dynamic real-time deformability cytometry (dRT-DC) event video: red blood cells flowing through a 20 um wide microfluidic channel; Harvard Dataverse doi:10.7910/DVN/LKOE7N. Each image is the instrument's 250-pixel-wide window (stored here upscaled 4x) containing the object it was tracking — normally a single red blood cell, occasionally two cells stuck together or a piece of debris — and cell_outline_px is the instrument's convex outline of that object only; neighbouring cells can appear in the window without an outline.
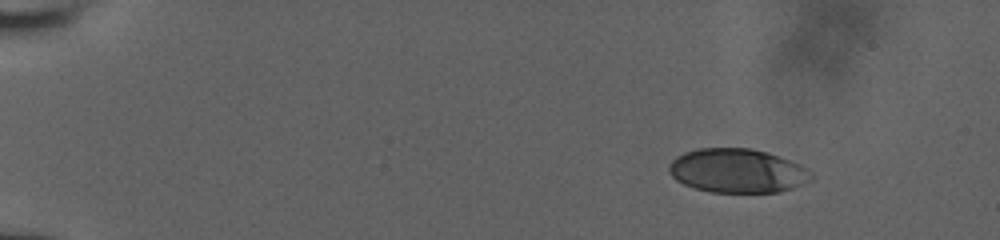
{"species": "human", "species_latin": "Homo sapiens", "temperature_condition": "room temperature", "stored_images_in_passage": 28, "camera_frame_rate_fps": 3000, "um_per_image_px": 0.085, "donor": {"sex": "male"}, "frame": {"image": 1, "passage_image": 1, "time_ms": 0.0, "image_size_px": [1000, 240], "cell_outline_px": [[812, 180], [792, 188], [780, 192], [712, 192], [696, 188], [684, 184], [676, 180], [668, 172], [668, 164], [676, 156], [684, 152], [696, 148], [752, 148], [768, 152], [800, 164], [808, 168], [812, 172]], "centroid_in_image_um": [62.68, 14.5], "position_along_channel_um": 22.3, "area_um2": 36.76}}
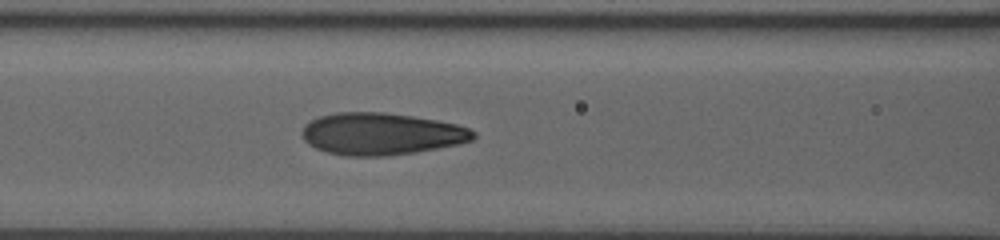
{"frame": {"image": 2, "passage_image": 16, "time_ms": 6.333, "image_size_px": [1000, 240], "cell_outline_px": [[476, 136], [472, 140], [460, 144], [416, 152], [384, 156], [344, 156], [328, 152], [316, 148], [308, 144], [304, 140], [300, 132], [304, 124], [320, 116], [336, 112], [384, 112], [412, 116], [436, 120], [456, 124], [468, 128], [476, 132]], "centroid_in_image_um": [32.39, 11.38], "position_along_channel_um": 134.2, "area_um2": 42.14}}
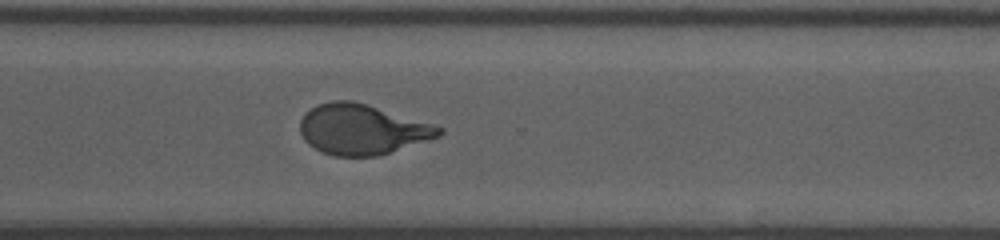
{"frame": {"image": 3, "passage_image": 28, "time_ms": 11.667, "image_size_px": [1000, 240], "cell_outline_px": [[444, 132], [440, 136], [376, 156], [336, 156], [324, 152], [308, 144], [304, 140], [300, 132], [300, 120], [312, 108], [320, 104], [332, 100], [352, 100], [436, 124], [444, 128]], "centroid_in_image_um": [30.8, 10.99], "position_along_channel_um": 339.8, "area_um2": 40.4}}